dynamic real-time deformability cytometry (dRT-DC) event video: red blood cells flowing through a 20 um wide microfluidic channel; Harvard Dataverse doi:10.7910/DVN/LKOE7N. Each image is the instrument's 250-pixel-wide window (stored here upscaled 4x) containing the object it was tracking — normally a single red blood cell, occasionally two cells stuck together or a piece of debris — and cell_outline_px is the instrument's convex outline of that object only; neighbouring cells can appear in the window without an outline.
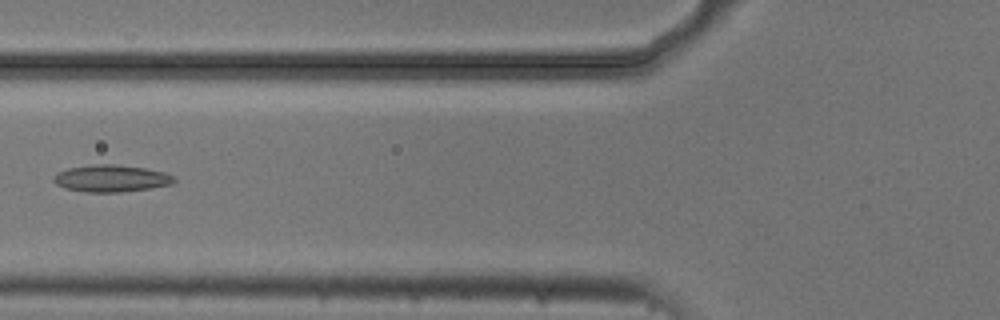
{"species": "common noctule bat (a hibernating species)", "species_latin": "Nyctalus noctula", "temperature_condition": "cold", "stored_images_in_passage": 5, "camera_frame_rate_fps": 3000, "um_per_image_px": 0.085, "animal": {"sex": "male", "body_mass_g": 20.5, "forearm_length_mm": 52.5}, "frame": {"image": 1, "passage_image": 4, "time_ms": 1.0, "image_size_px": [1000, 320], "cell_outline_px": [[176, 180], [172, 184], [148, 188], [120, 192], [88, 192], [64, 188], [56, 184], [52, 180], [52, 176], [56, 172], [68, 168], [96, 164], [112, 164], [144, 168], [164, 172], [172, 176]], "centroid_in_image_um": [9.39, 15.16], "position_along_channel_um": 116.4, "area_um2": 18.84}}
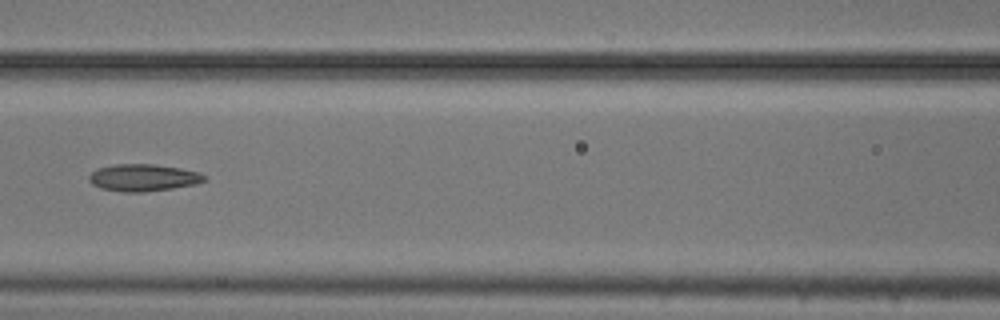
{"frame": {"image": 2, "passage_image": 5, "time_ms": 1.333, "image_size_px": [1000, 320], "cell_outline_px": [[208, 180], [196, 184], [172, 188], [144, 192], [124, 192], [100, 188], [92, 184], [88, 180], [88, 176], [96, 168], [116, 164], [152, 164], [180, 168], [200, 172]], "centroid_in_image_um": [12.16, 15.1], "position_along_channel_um": 154.4, "area_um2": 18.26}}